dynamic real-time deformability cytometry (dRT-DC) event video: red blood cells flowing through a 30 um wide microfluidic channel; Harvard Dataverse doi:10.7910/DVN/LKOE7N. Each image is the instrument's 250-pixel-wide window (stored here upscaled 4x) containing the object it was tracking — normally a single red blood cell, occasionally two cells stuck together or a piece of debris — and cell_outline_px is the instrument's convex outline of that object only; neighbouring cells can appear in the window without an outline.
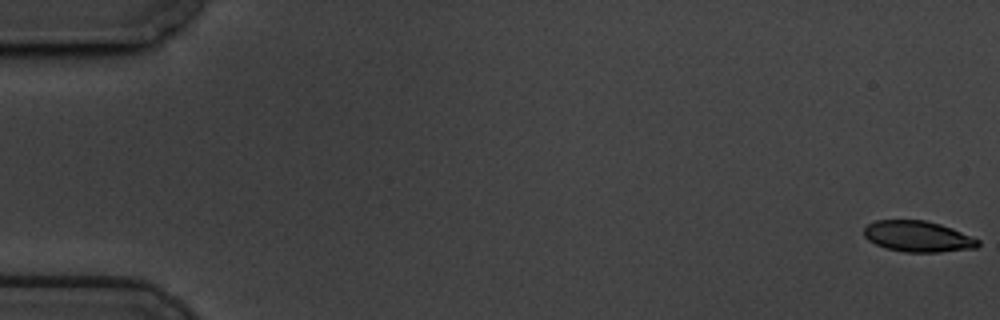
{"species": "common noctule bat (a hibernating species)", "species_latin": "Nyctalus noctula", "temperature_condition": "cold", "stored_images_in_passage": 59, "camera_frame_rate_fps": 3000, "um_per_image_px": 0.085, "animal": {"sex": "male", "body_mass_g": 19.5, "forearm_length_mm": 54.6}, "frame": {"image": 1, "passage_image": 1, "time_ms": 0.0, "image_size_px": [1000, 320], "cell_outline_px": [[980, 244], [976, 248], [940, 252], [904, 252], [884, 248], [868, 240], [864, 236], [864, 228], [868, 224], [876, 220], [924, 220], [940, 224], [952, 228], [980, 240]], "centroid_in_image_um": [78.01, 20.1], "position_along_channel_um": 7.0, "area_um2": 20.63}}
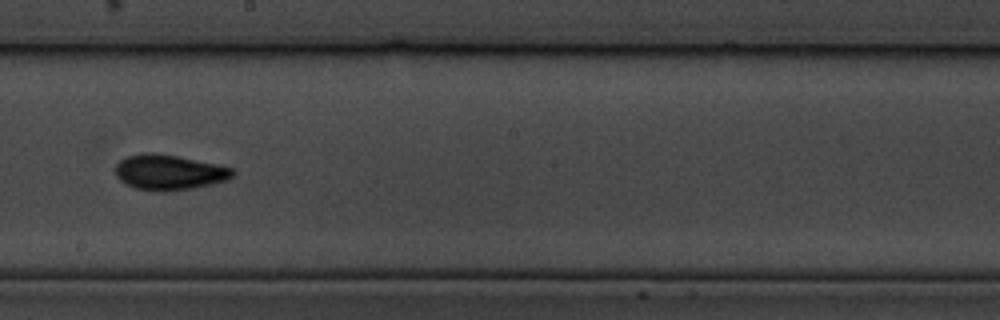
{"frame": {"image": 2, "passage_image": 34, "time_ms": 11.0, "image_size_px": [1000, 320], "cell_outline_px": [[236, 172], [228, 180], [212, 184], [192, 188], [168, 192], [164, 192], [136, 188], [124, 184], [116, 176], [116, 164], [120, 160], [128, 156], [144, 152], [152, 152], [176, 156], [216, 164], [232, 168]], "centroid_in_image_um": [14.36, 14.65], "position_along_channel_um": 233.8, "area_um2": 24.1}}
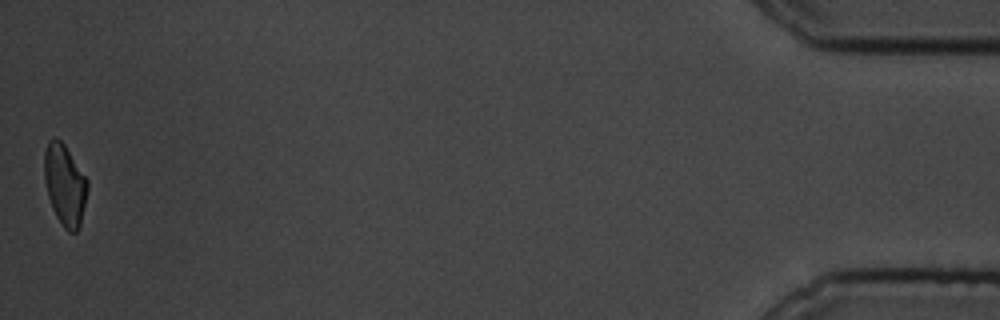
{"frame": {"image": 3, "passage_image": 59, "time_ms": 19.333, "image_size_px": [1000, 320], "cell_outline_px": [[88, 188], [80, 224], [76, 232], [68, 232], [64, 228], [56, 216], [52, 208], [48, 196], [44, 176], [44, 152], [48, 140], [52, 136], [56, 136], [64, 144], [88, 180]], "centroid_in_image_um": [5.49, 15.68], "position_along_channel_um": 429.7, "area_um2": 20.4}, "authors_computed_cell_mechanics": {"area_um2": 21.9062, "velocity_mm_per_s": 3.4269, "shape_relaxation_time_tau1_ms": 4.212, "shape_relaxation_time_tau2_ms": 3.6424, "deformation_change_tau1": 0.1473, "deformation_change_tau2": 0.0895}}